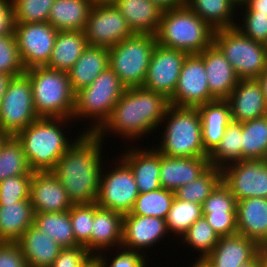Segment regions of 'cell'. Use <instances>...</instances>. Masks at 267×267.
<instances>
[{
	"mask_svg": "<svg viewBox=\"0 0 267 267\" xmlns=\"http://www.w3.org/2000/svg\"><path fill=\"white\" fill-rule=\"evenodd\" d=\"M139 194L132 170L120 159L119 167L106 175L101 172L96 203L99 207L125 215L132 211Z\"/></svg>",
	"mask_w": 267,
	"mask_h": 267,
	"instance_id": "cell-13",
	"label": "cell"
},
{
	"mask_svg": "<svg viewBox=\"0 0 267 267\" xmlns=\"http://www.w3.org/2000/svg\"><path fill=\"white\" fill-rule=\"evenodd\" d=\"M126 87L108 67L98 75L91 85L75 92L73 118L95 117L97 124L85 133H94L109 118L113 107L123 95ZM99 120V121H98Z\"/></svg>",
	"mask_w": 267,
	"mask_h": 267,
	"instance_id": "cell-9",
	"label": "cell"
},
{
	"mask_svg": "<svg viewBox=\"0 0 267 267\" xmlns=\"http://www.w3.org/2000/svg\"><path fill=\"white\" fill-rule=\"evenodd\" d=\"M237 233L267 247V198L252 197L237 201Z\"/></svg>",
	"mask_w": 267,
	"mask_h": 267,
	"instance_id": "cell-23",
	"label": "cell"
},
{
	"mask_svg": "<svg viewBox=\"0 0 267 267\" xmlns=\"http://www.w3.org/2000/svg\"><path fill=\"white\" fill-rule=\"evenodd\" d=\"M187 55L183 51L163 47L157 43L142 87L170 98L176 89L182 64Z\"/></svg>",
	"mask_w": 267,
	"mask_h": 267,
	"instance_id": "cell-16",
	"label": "cell"
},
{
	"mask_svg": "<svg viewBox=\"0 0 267 267\" xmlns=\"http://www.w3.org/2000/svg\"><path fill=\"white\" fill-rule=\"evenodd\" d=\"M213 44L239 79H257L267 66V45L247 37L236 26L215 30Z\"/></svg>",
	"mask_w": 267,
	"mask_h": 267,
	"instance_id": "cell-7",
	"label": "cell"
},
{
	"mask_svg": "<svg viewBox=\"0 0 267 267\" xmlns=\"http://www.w3.org/2000/svg\"><path fill=\"white\" fill-rule=\"evenodd\" d=\"M0 267H28L16 242H3L0 244Z\"/></svg>",
	"mask_w": 267,
	"mask_h": 267,
	"instance_id": "cell-51",
	"label": "cell"
},
{
	"mask_svg": "<svg viewBox=\"0 0 267 267\" xmlns=\"http://www.w3.org/2000/svg\"><path fill=\"white\" fill-rule=\"evenodd\" d=\"M202 216V205L189 201H182L175 197L165 219L168 232L173 231L175 235L183 236L189 227Z\"/></svg>",
	"mask_w": 267,
	"mask_h": 267,
	"instance_id": "cell-40",
	"label": "cell"
},
{
	"mask_svg": "<svg viewBox=\"0 0 267 267\" xmlns=\"http://www.w3.org/2000/svg\"><path fill=\"white\" fill-rule=\"evenodd\" d=\"M58 30L48 22L14 24V35L25 70L47 66Z\"/></svg>",
	"mask_w": 267,
	"mask_h": 267,
	"instance_id": "cell-12",
	"label": "cell"
},
{
	"mask_svg": "<svg viewBox=\"0 0 267 267\" xmlns=\"http://www.w3.org/2000/svg\"><path fill=\"white\" fill-rule=\"evenodd\" d=\"M115 0H93L94 3H113Z\"/></svg>",
	"mask_w": 267,
	"mask_h": 267,
	"instance_id": "cell-62",
	"label": "cell"
},
{
	"mask_svg": "<svg viewBox=\"0 0 267 267\" xmlns=\"http://www.w3.org/2000/svg\"><path fill=\"white\" fill-rule=\"evenodd\" d=\"M34 210L29 200L0 203V237L3 242H16L34 224Z\"/></svg>",
	"mask_w": 267,
	"mask_h": 267,
	"instance_id": "cell-31",
	"label": "cell"
},
{
	"mask_svg": "<svg viewBox=\"0 0 267 267\" xmlns=\"http://www.w3.org/2000/svg\"><path fill=\"white\" fill-rule=\"evenodd\" d=\"M197 109L202 121L204 150L210 154L232 121L230 105L227 100H214L198 106Z\"/></svg>",
	"mask_w": 267,
	"mask_h": 267,
	"instance_id": "cell-26",
	"label": "cell"
},
{
	"mask_svg": "<svg viewBox=\"0 0 267 267\" xmlns=\"http://www.w3.org/2000/svg\"><path fill=\"white\" fill-rule=\"evenodd\" d=\"M31 177L32 175H18L0 182V203L29 200Z\"/></svg>",
	"mask_w": 267,
	"mask_h": 267,
	"instance_id": "cell-45",
	"label": "cell"
},
{
	"mask_svg": "<svg viewBox=\"0 0 267 267\" xmlns=\"http://www.w3.org/2000/svg\"><path fill=\"white\" fill-rule=\"evenodd\" d=\"M29 76L36 114L39 118L72 119L75 92L68 72L46 66L25 71Z\"/></svg>",
	"mask_w": 267,
	"mask_h": 267,
	"instance_id": "cell-5",
	"label": "cell"
},
{
	"mask_svg": "<svg viewBox=\"0 0 267 267\" xmlns=\"http://www.w3.org/2000/svg\"><path fill=\"white\" fill-rule=\"evenodd\" d=\"M93 0H55L48 23L58 31H84Z\"/></svg>",
	"mask_w": 267,
	"mask_h": 267,
	"instance_id": "cell-30",
	"label": "cell"
},
{
	"mask_svg": "<svg viewBox=\"0 0 267 267\" xmlns=\"http://www.w3.org/2000/svg\"><path fill=\"white\" fill-rule=\"evenodd\" d=\"M109 50L106 47L90 46L83 51L79 60L68 71L74 92L91 85L109 67Z\"/></svg>",
	"mask_w": 267,
	"mask_h": 267,
	"instance_id": "cell-29",
	"label": "cell"
},
{
	"mask_svg": "<svg viewBox=\"0 0 267 267\" xmlns=\"http://www.w3.org/2000/svg\"><path fill=\"white\" fill-rule=\"evenodd\" d=\"M257 80L260 82L264 94V98L267 103V66L265 70L262 72V74L257 78Z\"/></svg>",
	"mask_w": 267,
	"mask_h": 267,
	"instance_id": "cell-56",
	"label": "cell"
},
{
	"mask_svg": "<svg viewBox=\"0 0 267 267\" xmlns=\"http://www.w3.org/2000/svg\"><path fill=\"white\" fill-rule=\"evenodd\" d=\"M192 267H206L202 261H197Z\"/></svg>",
	"mask_w": 267,
	"mask_h": 267,
	"instance_id": "cell-63",
	"label": "cell"
},
{
	"mask_svg": "<svg viewBox=\"0 0 267 267\" xmlns=\"http://www.w3.org/2000/svg\"><path fill=\"white\" fill-rule=\"evenodd\" d=\"M182 238L187 245L189 244L195 250L202 252L197 260L202 261L213 251L219 240V235L202 216L189 227Z\"/></svg>",
	"mask_w": 267,
	"mask_h": 267,
	"instance_id": "cell-41",
	"label": "cell"
},
{
	"mask_svg": "<svg viewBox=\"0 0 267 267\" xmlns=\"http://www.w3.org/2000/svg\"><path fill=\"white\" fill-rule=\"evenodd\" d=\"M198 55L204 62L210 94L216 100H226L240 80L233 66L214 44Z\"/></svg>",
	"mask_w": 267,
	"mask_h": 267,
	"instance_id": "cell-22",
	"label": "cell"
},
{
	"mask_svg": "<svg viewBox=\"0 0 267 267\" xmlns=\"http://www.w3.org/2000/svg\"><path fill=\"white\" fill-rule=\"evenodd\" d=\"M244 14H267V0H248L245 5Z\"/></svg>",
	"mask_w": 267,
	"mask_h": 267,
	"instance_id": "cell-53",
	"label": "cell"
},
{
	"mask_svg": "<svg viewBox=\"0 0 267 267\" xmlns=\"http://www.w3.org/2000/svg\"><path fill=\"white\" fill-rule=\"evenodd\" d=\"M29 199L34 213L69 211L73 206L67 191L52 171L32 173Z\"/></svg>",
	"mask_w": 267,
	"mask_h": 267,
	"instance_id": "cell-17",
	"label": "cell"
},
{
	"mask_svg": "<svg viewBox=\"0 0 267 267\" xmlns=\"http://www.w3.org/2000/svg\"><path fill=\"white\" fill-rule=\"evenodd\" d=\"M121 158L132 170L139 193L161 188L160 152L156 148L142 151L131 149Z\"/></svg>",
	"mask_w": 267,
	"mask_h": 267,
	"instance_id": "cell-25",
	"label": "cell"
},
{
	"mask_svg": "<svg viewBox=\"0 0 267 267\" xmlns=\"http://www.w3.org/2000/svg\"><path fill=\"white\" fill-rule=\"evenodd\" d=\"M221 181V169L210 166L197 179L174 191L175 197L182 201H189L202 205Z\"/></svg>",
	"mask_w": 267,
	"mask_h": 267,
	"instance_id": "cell-39",
	"label": "cell"
},
{
	"mask_svg": "<svg viewBox=\"0 0 267 267\" xmlns=\"http://www.w3.org/2000/svg\"><path fill=\"white\" fill-rule=\"evenodd\" d=\"M28 267H50L63 249L32 224L16 241Z\"/></svg>",
	"mask_w": 267,
	"mask_h": 267,
	"instance_id": "cell-24",
	"label": "cell"
},
{
	"mask_svg": "<svg viewBox=\"0 0 267 267\" xmlns=\"http://www.w3.org/2000/svg\"><path fill=\"white\" fill-rule=\"evenodd\" d=\"M214 29L185 4L162 12L156 42L163 47L200 54L213 44Z\"/></svg>",
	"mask_w": 267,
	"mask_h": 267,
	"instance_id": "cell-3",
	"label": "cell"
},
{
	"mask_svg": "<svg viewBox=\"0 0 267 267\" xmlns=\"http://www.w3.org/2000/svg\"><path fill=\"white\" fill-rule=\"evenodd\" d=\"M88 45L84 31H58L51 58L46 67L68 72Z\"/></svg>",
	"mask_w": 267,
	"mask_h": 267,
	"instance_id": "cell-32",
	"label": "cell"
},
{
	"mask_svg": "<svg viewBox=\"0 0 267 267\" xmlns=\"http://www.w3.org/2000/svg\"><path fill=\"white\" fill-rule=\"evenodd\" d=\"M174 199L175 192L162 187L150 192H143L136 198L134 207L130 213L133 215L154 216L166 219Z\"/></svg>",
	"mask_w": 267,
	"mask_h": 267,
	"instance_id": "cell-37",
	"label": "cell"
},
{
	"mask_svg": "<svg viewBox=\"0 0 267 267\" xmlns=\"http://www.w3.org/2000/svg\"><path fill=\"white\" fill-rule=\"evenodd\" d=\"M93 256L81 245L63 248L50 267H84Z\"/></svg>",
	"mask_w": 267,
	"mask_h": 267,
	"instance_id": "cell-48",
	"label": "cell"
},
{
	"mask_svg": "<svg viewBox=\"0 0 267 267\" xmlns=\"http://www.w3.org/2000/svg\"><path fill=\"white\" fill-rule=\"evenodd\" d=\"M75 241L90 252V236L94 220V203L73 204L70 209Z\"/></svg>",
	"mask_w": 267,
	"mask_h": 267,
	"instance_id": "cell-43",
	"label": "cell"
},
{
	"mask_svg": "<svg viewBox=\"0 0 267 267\" xmlns=\"http://www.w3.org/2000/svg\"><path fill=\"white\" fill-rule=\"evenodd\" d=\"M170 106L169 98L146 88H126L112 109L109 118L94 133L102 140L107 130L124 138H136L149 134L161 125ZM103 135V136H102Z\"/></svg>",
	"mask_w": 267,
	"mask_h": 267,
	"instance_id": "cell-2",
	"label": "cell"
},
{
	"mask_svg": "<svg viewBox=\"0 0 267 267\" xmlns=\"http://www.w3.org/2000/svg\"><path fill=\"white\" fill-rule=\"evenodd\" d=\"M32 173L21 142L16 136H11L0 151V182L8 177Z\"/></svg>",
	"mask_w": 267,
	"mask_h": 267,
	"instance_id": "cell-38",
	"label": "cell"
},
{
	"mask_svg": "<svg viewBox=\"0 0 267 267\" xmlns=\"http://www.w3.org/2000/svg\"><path fill=\"white\" fill-rule=\"evenodd\" d=\"M262 247L241 234L221 236L213 251L202 260L206 267H239L251 261Z\"/></svg>",
	"mask_w": 267,
	"mask_h": 267,
	"instance_id": "cell-18",
	"label": "cell"
},
{
	"mask_svg": "<svg viewBox=\"0 0 267 267\" xmlns=\"http://www.w3.org/2000/svg\"><path fill=\"white\" fill-rule=\"evenodd\" d=\"M267 159V115L242 122V160Z\"/></svg>",
	"mask_w": 267,
	"mask_h": 267,
	"instance_id": "cell-35",
	"label": "cell"
},
{
	"mask_svg": "<svg viewBox=\"0 0 267 267\" xmlns=\"http://www.w3.org/2000/svg\"><path fill=\"white\" fill-rule=\"evenodd\" d=\"M239 267H260V256L258 254L249 262L240 265Z\"/></svg>",
	"mask_w": 267,
	"mask_h": 267,
	"instance_id": "cell-58",
	"label": "cell"
},
{
	"mask_svg": "<svg viewBox=\"0 0 267 267\" xmlns=\"http://www.w3.org/2000/svg\"><path fill=\"white\" fill-rule=\"evenodd\" d=\"M157 42L153 34H134L109 50V67L126 88L141 87Z\"/></svg>",
	"mask_w": 267,
	"mask_h": 267,
	"instance_id": "cell-8",
	"label": "cell"
},
{
	"mask_svg": "<svg viewBox=\"0 0 267 267\" xmlns=\"http://www.w3.org/2000/svg\"><path fill=\"white\" fill-rule=\"evenodd\" d=\"M167 233L168 228L165 219L127 213L123 216L121 247L140 251L143 247L153 246Z\"/></svg>",
	"mask_w": 267,
	"mask_h": 267,
	"instance_id": "cell-20",
	"label": "cell"
},
{
	"mask_svg": "<svg viewBox=\"0 0 267 267\" xmlns=\"http://www.w3.org/2000/svg\"><path fill=\"white\" fill-rule=\"evenodd\" d=\"M79 137L60 157L52 172L72 204H89L96 202L99 192L102 140L95 133L83 132Z\"/></svg>",
	"mask_w": 267,
	"mask_h": 267,
	"instance_id": "cell-1",
	"label": "cell"
},
{
	"mask_svg": "<svg viewBox=\"0 0 267 267\" xmlns=\"http://www.w3.org/2000/svg\"><path fill=\"white\" fill-rule=\"evenodd\" d=\"M136 250L126 249L118 255H116L111 261L110 265H107V260L103 259V255L98 253L95 255L102 264V267H146L145 256ZM143 255V256H142Z\"/></svg>",
	"mask_w": 267,
	"mask_h": 267,
	"instance_id": "cell-50",
	"label": "cell"
},
{
	"mask_svg": "<svg viewBox=\"0 0 267 267\" xmlns=\"http://www.w3.org/2000/svg\"><path fill=\"white\" fill-rule=\"evenodd\" d=\"M14 24L48 22L55 0H11Z\"/></svg>",
	"mask_w": 267,
	"mask_h": 267,
	"instance_id": "cell-42",
	"label": "cell"
},
{
	"mask_svg": "<svg viewBox=\"0 0 267 267\" xmlns=\"http://www.w3.org/2000/svg\"><path fill=\"white\" fill-rule=\"evenodd\" d=\"M84 34L90 46L111 48L135 33L113 3H94Z\"/></svg>",
	"mask_w": 267,
	"mask_h": 267,
	"instance_id": "cell-11",
	"label": "cell"
},
{
	"mask_svg": "<svg viewBox=\"0 0 267 267\" xmlns=\"http://www.w3.org/2000/svg\"><path fill=\"white\" fill-rule=\"evenodd\" d=\"M208 158L210 166L219 169L224 168L228 161L235 163L242 160V122L231 121L221 141Z\"/></svg>",
	"mask_w": 267,
	"mask_h": 267,
	"instance_id": "cell-36",
	"label": "cell"
},
{
	"mask_svg": "<svg viewBox=\"0 0 267 267\" xmlns=\"http://www.w3.org/2000/svg\"><path fill=\"white\" fill-rule=\"evenodd\" d=\"M242 27L236 25L244 35L267 45V14H245Z\"/></svg>",
	"mask_w": 267,
	"mask_h": 267,
	"instance_id": "cell-47",
	"label": "cell"
},
{
	"mask_svg": "<svg viewBox=\"0 0 267 267\" xmlns=\"http://www.w3.org/2000/svg\"><path fill=\"white\" fill-rule=\"evenodd\" d=\"M237 200L221 181L202 204V213H236Z\"/></svg>",
	"mask_w": 267,
	"mask_h": 267,
	"instance_id": "cell-46",
	"label": "cell"
},
{
	"mask_svg": "<svg viewBox=\"0 0 267 267\" xmlns=\"http://www.w3.org/2000/svg\"><path fill=\"white\" fill-rule=\"evenodd\" d=\"M84 267H102L101 262L96 256H93Z\"/></svg>",
	"mask_w": 267,
	"mask_h": 267,
	"instance_id": "cell-59",
	"label": "cell"
},
{
	"mask_svg": "<svg viewBox=\"0 0 267 267\" xmlns=\"http://www.w3.org/2000/svg\"><path fill=\"white\" fill-rule=\"evenodd\" d=\"M113 4L134 33L156 34L163 10L151 0H115Z\"/></svg>",
	"mask_w": 267,
	"mask_h": 267,
	"instance_id": "cell-28",
	"label": "cell"
},
{
	"mask_svg": "<svg viewBox=\"0 0 267 267\" xmlns=\"http://www.w3.org/2000/svg\"><path fill=\"white\" fill-rule=\"evenodd\" d=\"M210 167L208 156L168 157L160 153L161 187L176 191L201 176Z\"/></svg>",
	"mask_w": 267,
	"mask_h": 267,
	"instance_id": "cell-21",
	"label": "cell"
},
{
	"mask_svg": "<svg viewBox=\"0 0 267 267\" xmlns=\"http://www.w3.org/2000/svg\"><path fill=\"white\" fill-rule=\"evenodd\" d=\"M236 6H241V5H245L248 0H231Z\"/></svg>",
	"mask_w": 267,
	"mask_h": 267,
	"instance_id": "cell-61",
	"label": "cell"
},
{
	"mask_svg": "<svg viewBox=\"0 0 267 267\" xmlns=\"http://www.w3.org/2000/svg\"><path fill=\"white\" fill-rule=\"evenodd\" d=\"M11 137L7 132H4L0 129V151L4 145V143Z\"/></svg>",
	"mask_w": 267,
	"mask_h": 267,
	"instance_id": "cell-60",
	"label": "cell"
},
{
	"mask_svg": "<svg viewBox=\"0 0 267 267\" xmlns=\"http://www.w3.org/2000/svg\"><path fill=\"white\" fill-rule=\"evenodd\" d=\"M14 34L13 5L10 0H0V36Z\"/></svg>",
	"mask_w": 267,
	"mask_h": 267,
	"instance_id": "cell-52",
	"label": "cell"
},
{
	"mask_svg": "<svg viewBox=\"0 0 267 267\" xmlns=\"http://www.w3.org/2000/svg\"><path fill=\"white\" fill-rule=\"evenodd\" d=\"M11 78L12 76L0 73V104H1L2 98L6 92V88Z\"/></svg>",
	"mask_w": 267,
	"mask_h": 267,
	"instance_id": "cell-55",
	"label": "cell"
},
{
	"mask_svg": "<svg viewBox=\"0 0 267 267\" xmlns=\"http://www.w3.org/2000/svg\"><path fill=\"white\" fill-rule=\"evenodd\" d=\"M66 120L39 118L16 135L33 172L52 171L60 157L73 145L63 134L61 124H58Z\"/></svg>",
	"mask_w": 267,
	"mask_h": 267,
	"instance_id": "cell-4",
	"label": "cell"
},
{
	"mask_svg": "<svg viewBox=\"0 0 267 267\" xmlns=\"http://www.w3.org/2000/svg\"><path fill=\"white\" fill-rule=\"evenodd\" d=\"M123 214L99 207L94 202V220L90 236V253L94 250H103L111 247L121 246L123 230Z\"/></svg>",
	"mask_w": 267,
	"mask_h": 267,
	"instance_id": "cell-27",
	"label": "cell"
},
{
	"mask_svg": "<svg viewBox=\"0 0 267 267\" xmlns=\"http://www.w3.org/2000/svg\"><path fill=\"white\" fill-rule=\"evenodd\" d=\"M25 71L15 35L0 36V73L14 77Z\"/></svg>",
	"mask_w": 267,
	"mask_h": 267,
	"instance_id": "cell-44",
	"label": "cell"
},
{
	"mask_svg": "<svg viewBox=\"0 0 267 267\" xmlns=\"http://www.w3.org/2000/svg\"><path fill=\"white\" fill-rule=\"evenodd\" d=\"M37 119L29 76L12 77L0 104V129L16 136Z\"/></svg>",
	"mask_w": 267,
	"mask_h": 267,
	"instance_id": "cell-10",
	"label": "cell"
},
{
	"mask_svg": "<svg viewBox=\"0 0 267 267\" xmlns=\"http://www.w3.org/2000/svg\"><path fill=\"white\" fill-rule=\"evenodd\" d=\"M229 165L228 162L221 169L222 182L237 201L252 197L267 198V159L240 160Z\"/></svg>",
	"mask_w": 267,
	"mask_h": 267,
	"instance_id": "cell-14",
	"label": "cell"
},
{
	"mask_svg": "<svg viewBox=\"0 0 267 267\" xmlns=\"http://www.w3.org/2000/svg\"><path fill=\"white\" fill-rule=\"evenodd\" d=\"M259 256H260V267H267V248L262 247L259 250Z\"/></svg>",
	"mask_w": 267,
	"mask_h": 267,
	"instance_id": "cell-57",
	"label": "cell"
},
{
	"mask_svg": "<svg viewBox=\"0 0 267 267\" xmlns=\"http://www.w3.org/2000/svg\"><path fill=\"white\" fill-rule=\"evenodd\" d=\"M151 1L163 11L181 7L185 4V0H151Z\"/></svg>",
	"mask_w": 267,
	"mask_h": 267,
	"instance_id": "cell-54",
	"label": "cell"
},
{
	"mask_svg": "<svg viewBox=\"0 0 267 267\" xmlns=\"http://www.w3.org/2000/svg\"><path fill=\"white\" fill-rule=\"evenodd\" d=\"M202 215L219 237L237 234L236 213H202Z\"/></svg>",
	"mask_w": 267,
	"mask_h": 267,
	"instance_id": "cell-49",
	"label": "cell"
},
{
	"mask_svg": "<svg viewBox=\"0 0 267 267\" xmlns=\"http://www.w3.org/2000/svg\"><path fill=\"white\" fill-rule=\"evenodd\" d=\"M234 122H244L267 115V103L257 79H240L226 99Z\"/></svg>",
	"mask_w": 267,
	"mask_h": 267,
	"instance_id": "cell-19",
	"label": "cell"
},
{
	"mask_svg": "<svg viewBox=\"0 0 267 267\" xmlns=\"http://www.w3.org/2000/svg\"><path fill=\"white\" fill-rule=\"evenodd\" d=\"M34 225L62 248L79 246L75 241L70 210L63 212L35 213Z\"/></svg>",
	"mask_w": 267,
	"mask_h": 267,
	"instance_id": "cell-34",
	"label": "cell"
},
{
	"mask_svg": "<svg viewBox=\"0 0 267 267\" xmlns=\"http://www.w3.org/2000/svg\"><path fill=\"white\" fill-rule=\"evenodd\" d=\"M216 100L208 87L203 59L198 54L187 55L181 68L178 83L169 98L171 105L198 107Z\"/></svg>",
	"mask_w": 267,
	"mask_h": 267,
	"instance_id": "cell-15",
	"label": "cell"
},
{
	"mask_svg": "<svg viewBox=\"0 0 267 267\" xmlns=\"http://www.w3.org/2000/svg\"><path fill=\"white\" fill-rule=\"evenodd\" d=\"M167 116V117H166ZM164 118L168 125L157 149L168 157L208 156L202 139V121L197 107H168Z\"/></svg>",
	"mask_w": 267,
	"mask_h": 267,
	"instance_id": "cell-6",
	"label": "cell"
},
{
	"mask_svg": "<svg viewBox=\"0 0 267 267\" xmlns=\"http://www.w3.org/2000/svg\"><path fill=\"white\" fill-rule=\"evenodd\" d=\"M185 5L214 30L236 26L232 20L236 5L231 0H185Z\"/></svg>",
	"mask_w": 267,
	"mask_h": 267,
	"instance_id": "cell-33",
	"label": "cell"
}]
</instances>
